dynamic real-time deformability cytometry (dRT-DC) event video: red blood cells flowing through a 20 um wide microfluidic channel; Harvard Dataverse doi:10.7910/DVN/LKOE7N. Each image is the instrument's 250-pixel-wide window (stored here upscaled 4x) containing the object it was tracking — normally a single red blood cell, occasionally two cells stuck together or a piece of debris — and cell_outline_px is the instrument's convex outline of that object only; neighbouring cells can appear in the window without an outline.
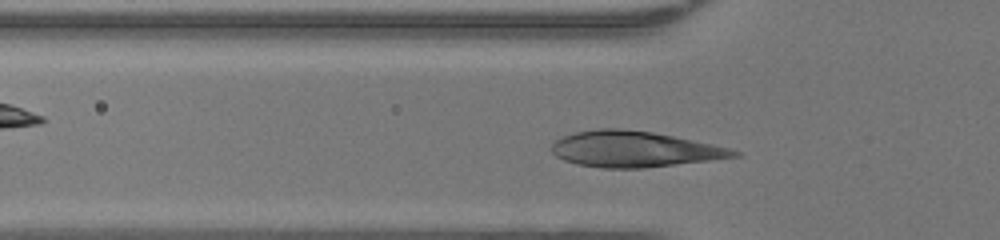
{"species": "human", "species_latin": "Homo sapiens", "temperature_condition": "warm", "stored_images_in_passage": 33, "camera_frame_rate_fps": 3000, "um_per_image_px": 0.085, "donor": {"sex": "female"}, "frame": {"image": 1, "passage_image": 7, "time_ms": 2.0, "image_size_px": [1000, 240], "cell_outline_px": [[740, 156], [644, 168], [600, 168], [576, 164], [564, 160], [556, 156], [552, 152], [552, 144], [556, 140], [572, 132], [600, 128], [620, 128], [652, 132], [712, 144], [728, 148], [740, 152]], "centroid_in_image_um": [53.85, 12.68], "position_along_channel_um": 72.0, "area_um2": 37.8}}
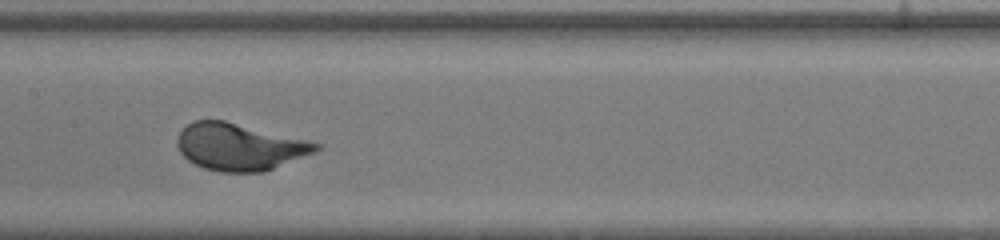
{"frame": {"image": 2, "passage_image": 15, "time_ms": 4.667, "image_size_px": [1000, 240], "cell_outline_px": [[320, 148], [316, 152], [264, 172], [220, 172], [204, 168], [188, 160], [180, 152], [176, 144], [176, 140], [180, 132], [192, 120], [224, 120], [308, 140], [320, 144]], "centroid_in_image_um": [20.36, 12.48], "position_along_channel_um": 187.0, "area_um2": 37.97}}
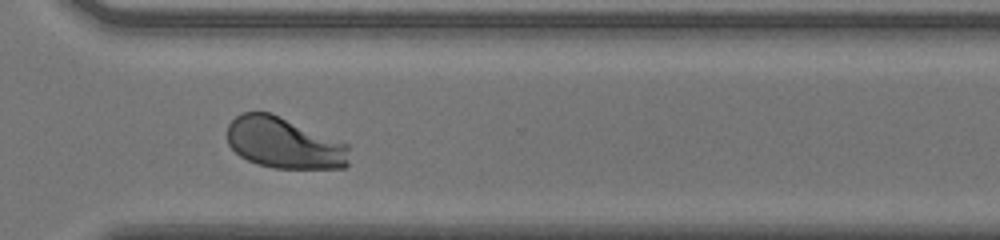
{"frame": {"image": 3, "passage_image": 26, "time_ms": 8.333, "image_size_px": [1000, 240], "cell_outline_px": [[348, 164], [344, 168], [272, 168], [256, 164], [240, 156], [228, 144], [228, 124], [236, 116], [244, 112], [268, 112], [348, 144]], "centroid_in_image_um": [24.13, 12.17], "position_along_channel_um": 346.5, "area_um2": 35.95}, "authors_computed_cell_mechanics": {"area_um2": 37.6278, "velocity_mm_per_s": 4.3352, "shape_relaxation_time_tau1_ms": 2.3555, "shape_relaxation_time_tau2_ms": null, "deformation_change_tau1": 0.1937, "deformation_change_tau2": null}}